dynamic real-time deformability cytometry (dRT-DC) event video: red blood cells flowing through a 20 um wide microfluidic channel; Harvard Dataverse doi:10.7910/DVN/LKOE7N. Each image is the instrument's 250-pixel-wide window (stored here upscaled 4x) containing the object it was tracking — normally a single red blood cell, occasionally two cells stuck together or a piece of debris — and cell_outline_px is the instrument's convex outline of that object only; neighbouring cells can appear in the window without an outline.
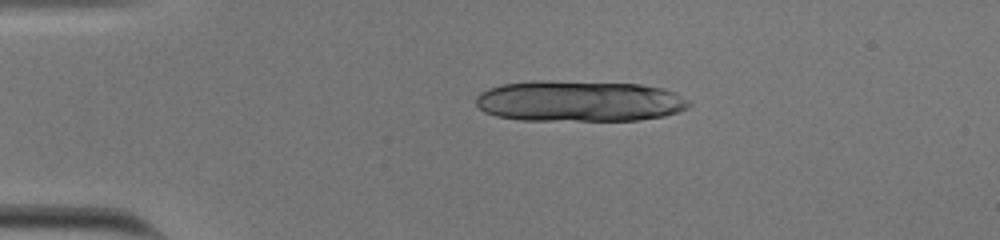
{"species": "human", "species_latin": "Homo sapiens", "temperature_condition": "cold", "stored_images_in_passage": 42, "segment_of_instrument_passage": [1, 2], "camera_frame_rate_fps": 3000, "um_per_image_px": 0.085, "donor": {"sex": "male"}, "frame": {"image": 1, "passage_image": 1, "time_ms": 0.0, "image_size_px": [1000, 240], "cell_outline_px": [[692, 104], [688, 108], [664, 116], [640, 120], [520, 120], [496, 116], [484, 112], [476, 104], [476, 96], [480, 92], [488, 88], [504, 84], [532, 80], [552, 80], [640, 84], [664, 88], [676, 92], [688, 100]], "centroid_in_image_um": [49.24, 8.58], "position_along_channel_um": 35.8, "area_um2": 51.44}}